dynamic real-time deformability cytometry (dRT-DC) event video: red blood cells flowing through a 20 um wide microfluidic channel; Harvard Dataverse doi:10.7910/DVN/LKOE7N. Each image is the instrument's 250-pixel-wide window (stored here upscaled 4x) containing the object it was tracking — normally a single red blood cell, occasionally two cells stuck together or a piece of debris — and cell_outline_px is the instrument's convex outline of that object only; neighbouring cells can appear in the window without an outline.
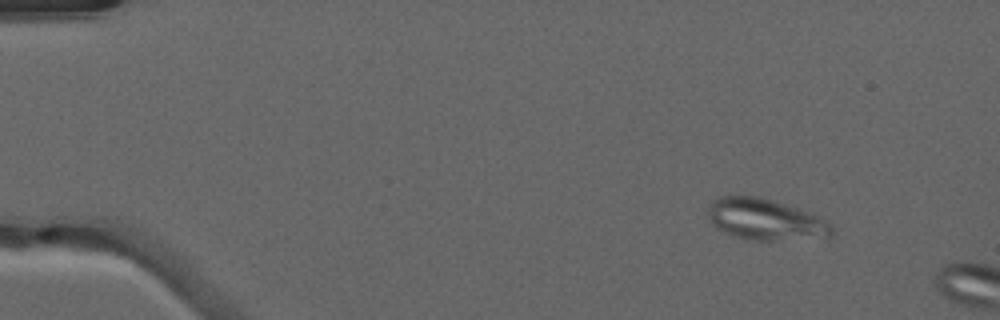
{"species": "common noctule bat (a hibernating species)", "species_latin": "Nyctalus noctula", "temperature_condition": "warm", "stored_images_in_passage": 10, "camera_frame_rate_fps": 3000, "um_per_image_px": 0.085, "animal": {"sex": "male", "forearm_length_mm": 52.5}, "frame": {"image": 1, "passage_image": 6, "time_ms": 1.667, "image_size_px": [1000, 320], "cell_outline_px": [[836, 232], [832, 236], [772, 240], [752, 240], [736, 236], [716, 228], [708, 220], [708, 208], [712, 200], [720, 196], [756, 196], [772, 200], [808, 212], [824, 220]], "centroid_in_image_um": [64.99, 18.65], "position_along_channel_um": 20.0, "area_um2": 29.25}}